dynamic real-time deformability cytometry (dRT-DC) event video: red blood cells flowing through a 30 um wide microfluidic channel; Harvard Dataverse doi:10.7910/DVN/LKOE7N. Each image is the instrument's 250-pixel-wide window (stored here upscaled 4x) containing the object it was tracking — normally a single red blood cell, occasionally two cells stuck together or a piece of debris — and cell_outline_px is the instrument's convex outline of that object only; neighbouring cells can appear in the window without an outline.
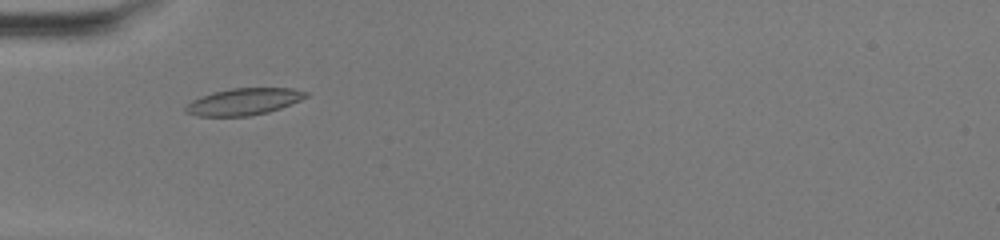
{"species": "common noctule bat (a hibernating species)", "species_latin": "Nyctalus noctula", "temperature_condition": "warm", "stored_images_in_passage": 42, "camera_frame_rate_fps": 3000, "um_per_image_px": 0.085, "animal": {"sex": "female", "body_mass_g": 20.0, "forearm_length_mm": 54.0}, "frame": {"image": 1, "passage_image": 9, "time_ms": 2.667, "image_size_px": [1000, 240], "cell_outline_px": [[308, 96], [300, 100], [280, 108], [268, 112], [248, 116], [196, 116], [184, 112], [184, 108], [192, 100], [200, 96], [212, 92], [232, 88], [292, 88], [308, 92]], "centroid_in_image_um": [20.69, 8.64], "position_along_channel_um": 64.3, "area_um2": 18.79}}
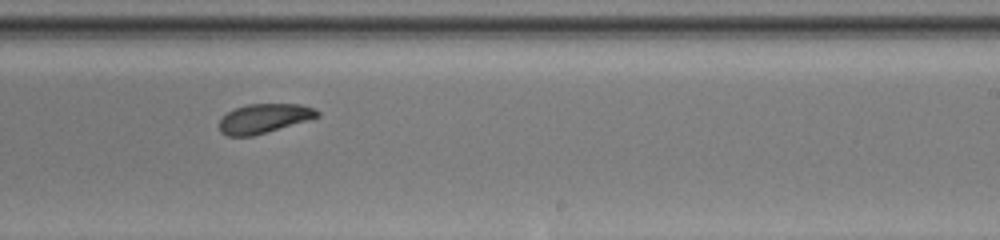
{"frame": {"image": 2, "passage_image": 24, "time_ms": 7.667, "image_size_px": [1000, 240], "cell_outline_px": [[320, 116], [308, 120], [252, 136], [228, 136], [220, 132], [220, 120], [228, 112], [236, 108], [248, 104], [300, 104], [312, 108], [320, 112]], "centroid_in_image_um": [22.44, 10.06], "position_along_channel_um": 266.6, "area_um2": 16.47}}
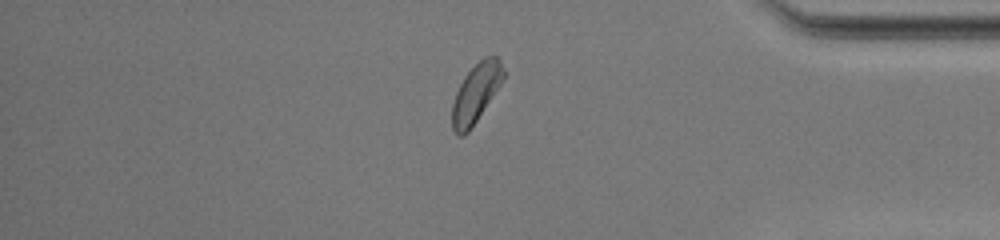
{"frame": {"image": 3, "passage_image": 35, "time_ms": 11.333, "image_size_px": [1000, 240], "cell_outline_px": [[504, 76], [500, 84], [468, 132], [464, 136], [456, 136], [452, 128], [452, 104], [456, 92], [464, 76], [484, 56], [496, 56], [500, 60], [504, 68]], "centroid_in_image_um": [40.43, 7.92], "position_along_channel_um": 394.8, "area_um2": 17.22}, "authors_computed_cell_mechanics": {"area_um2": 17.5712, "velocity_mm_per_s": 4.1218, "shape_relaxation_time_tau1_ms": 3.7587, "shape_relaxation_time_tau2_ms": 2.7764, "deformation_change_tau1": 0.1236, "deformation_change_tau2": 0.0816}}